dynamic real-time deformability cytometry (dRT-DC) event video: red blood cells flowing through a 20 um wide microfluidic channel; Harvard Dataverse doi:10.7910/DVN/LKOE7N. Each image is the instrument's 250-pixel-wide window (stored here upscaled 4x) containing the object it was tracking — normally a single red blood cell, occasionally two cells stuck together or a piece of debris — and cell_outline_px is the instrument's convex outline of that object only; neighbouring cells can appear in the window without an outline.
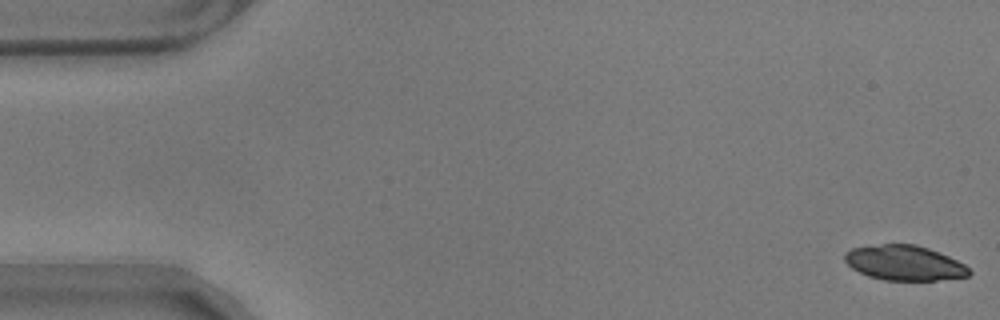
{"species": "common noctule bat (a hibernating species)", "species_latin": "Nyctalus noctula", "temperature_condition": "warm", "stored_images_in_passage": 58, "camera_frame_rate_fps": 3000, "um_per_image_px": 0.085, "animal": {"sex": "male", "body_mass_g": 17.9}, "frame": {"image": 1, "passage_image": 1, "time_ms": 0.0, "image_size_px": [1000, 320], "cell_outline_px": [[972, 272], [968, 276], [936, 280], [884, 280], [868, 276], [852, 268], [844, 260], [844, 252], [852, 248], [880, 244], [916, 244], [928, 248], [948, 256], [964, 264]], "centroid_in_image_um": [76.85, 22.34], "position_along_channel_um": 8.1, "area_um2": 25.26}}
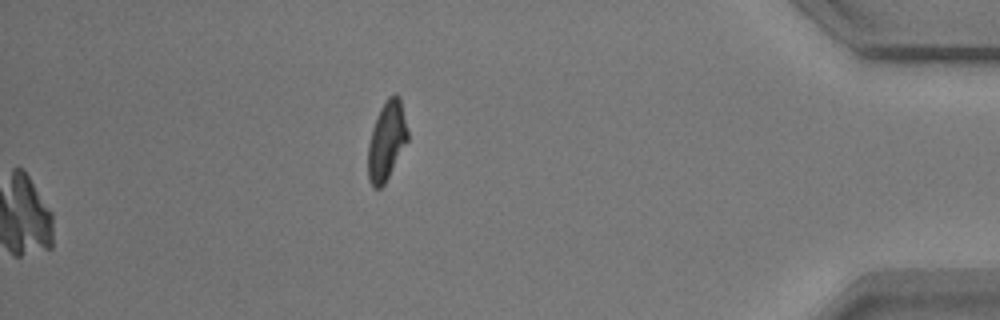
{"frame": {"image": 2, "passage_image": 58, "time_ms": 19.0, "image_size_px": [1000, 320], "cell_outline_px": [[408, 140], [384, 184], [380, 188], [372, 188], [368, 180], [368, 144], [372, 128], [376, 116], [380, 108], [388, 96], [396, 92], [400, 96], [408, 132]], "centroid_in_image_um": [32.85, 11.94], "position_along_channel_um": 402.3, "area_um2": 18.32}}